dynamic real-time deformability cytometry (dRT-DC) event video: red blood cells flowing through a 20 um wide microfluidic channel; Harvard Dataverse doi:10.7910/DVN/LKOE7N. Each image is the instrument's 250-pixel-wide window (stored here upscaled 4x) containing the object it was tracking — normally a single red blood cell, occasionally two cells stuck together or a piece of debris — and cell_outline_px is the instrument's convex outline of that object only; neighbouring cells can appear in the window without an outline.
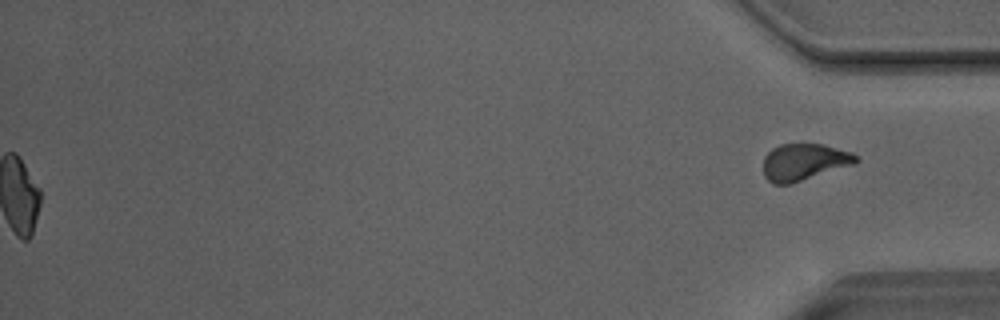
{"species": "Egyptian fruit bat (a non-hibernating species)", "species_latin": "Rousettus aegyptiacus", "temperature_condition": "room temperature", "stored_images_in_passage": 52, "segment_of_instrument_passage": [2, 2], "camera_frame_rate_fps": 3000, "um_per_image_px": 0.085, "animal": {"sex": "male"}, "frame": {"image": 1, "passage_image": 52, "time_ms": 17.0, "image_size_px": [1000, 320], "cell_outline_px": [[860, 160], [856, 164], [792, 184], [772, 184], [764, 176], [764, 156], [772, 148], [780, 144], [824, 144], [852, 152]], "centroid_in_image_um": [68.37, 13.78], "position_along_channel_um": 366.8, "area_um2": 20.17}}